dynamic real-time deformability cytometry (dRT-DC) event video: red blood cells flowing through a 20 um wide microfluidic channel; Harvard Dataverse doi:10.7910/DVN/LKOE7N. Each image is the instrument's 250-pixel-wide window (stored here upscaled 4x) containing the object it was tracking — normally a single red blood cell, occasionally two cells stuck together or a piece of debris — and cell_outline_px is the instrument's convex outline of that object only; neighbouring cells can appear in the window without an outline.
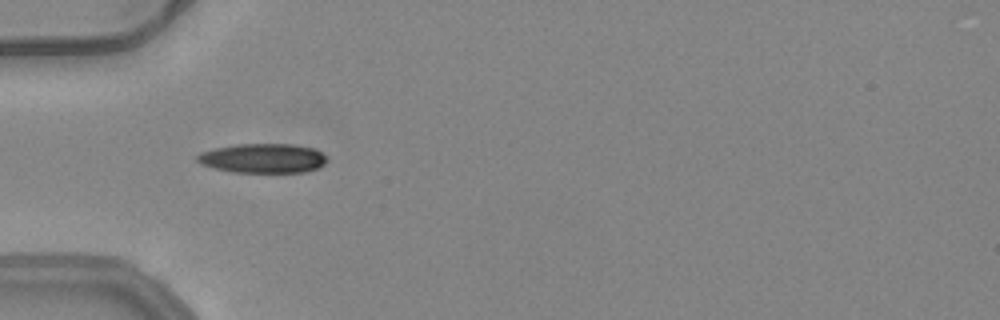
{"species": "common noctule bat (a hibernating species)", "species_latin": "Nyctalus noctula", "temperature_condition": "warm", "stored_images_in_passage": 50, "camera_frame_rate_fps": 3000, "um_per_image_px": 0.085, "animal": {"sex": "female", "body_mass_g": 24.6, "forearm_length_mm": 56.2}, "frame": {"image": 1, "passage_image": 15, "time_ms": 4.667, "image_size_px": [1000, 320], "cell_outline_px": [[328, 160], [320, 168], [304, 172], [232, 172], [200, 164], [196, 160], [196, 156], [200, 152], [212, 148], [236, 144], [292, 144], [316, 148]], "centroid_in_image_um": [22.34, 13.44], "position_along_channel_um": 62.7, "area_um2": 22.43}}
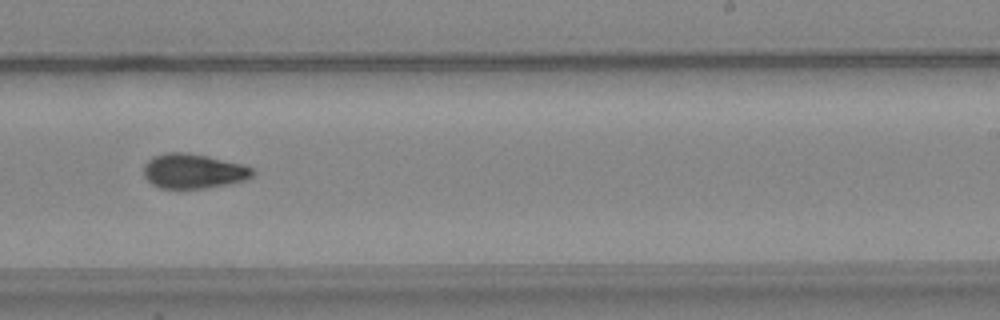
{"frame": {"image": 2, "passage_image": 31, "time_ms": 10.0, "image_size_px": [1000, 320], "cell_outline_px": [[256, 172], [252, 176], [244, 180], [228, 184], [204, 188], [160, 188], [152, 184], [144, 176], [144, 164], [152, 156], [168, 152], [188, 152], [208, 156], [244, 164], [252, 168]], "centroid_in_image_um": [16.44, 14.53], "position_along_channel_um": 272.6, "area_um2": 22.14}}
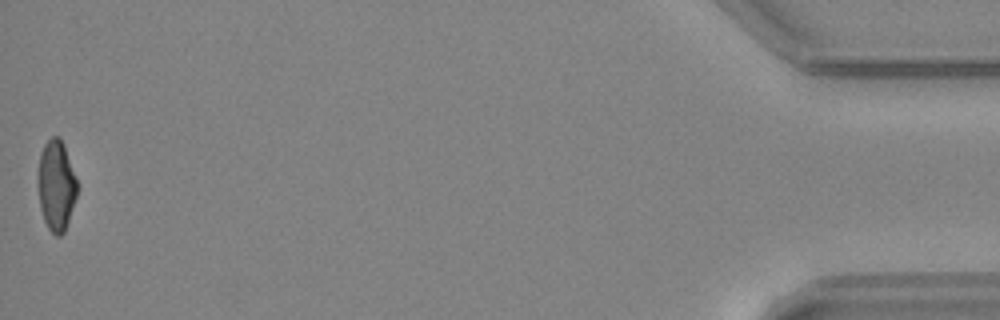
{"frame": {"image": 3, "passage_image": 50, "time_ms": 16.333, "image_size_px": [1000, 320], "cell_outline_px": [[76, 196], [64, 232], [60, 236], [56, 236], [48, 228], [44, 220], [40, 208], [40, 152], [44, 144], [52, 136], [60, 136], [64, 144], [76, 180]], "centroid_in_image_um": [4.79, 15.75], "position_along_channel_um": 430.4, "area_um2": 19.88}, "authors_computed_cell_mechanics": {"area_um2": 21.7039, "velocity_mm_per_s": 3.9892, "shape_relaxation_time_tau1_ms": 9.5816, "shape_relaxation_time_tau2_ms": 3.602, "deformation_change_tau1": 0.2527, "deformation_change_tau2": 0.0991}}